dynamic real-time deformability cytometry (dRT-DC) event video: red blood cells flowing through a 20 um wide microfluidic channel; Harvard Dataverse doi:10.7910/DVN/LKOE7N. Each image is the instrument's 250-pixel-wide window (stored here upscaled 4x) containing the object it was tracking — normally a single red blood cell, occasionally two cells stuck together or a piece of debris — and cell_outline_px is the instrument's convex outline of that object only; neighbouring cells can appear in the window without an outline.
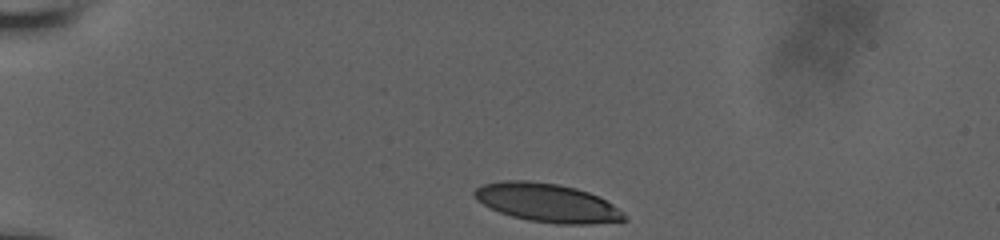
{"species": "human", "species_latin": "Homo sapiens", "temperature_condition": "room temperature", "stored_images_in_passage": 35, "camera_frame_rate_fps": 3000, "um_per_image_px": 0.085, "donor": {"sex": "male"}, "frame": {"image": 1, "passage_image": 1, "time_ms": 0.0, "image_size_px": [1000, 240], "cell_outline_px": [[628, 220], [592, 224], [556, 224], [528, 220], [512, 216], [500, 212], [476, 200], [472, 196], [472, 192], [480, 184], [500, 180], [528, 180], [556, 184], [576, 188], [588, 192], [612, 204], [624, 212]], "centroid_in_image_um": [46.48, 17.23], "position_along_channel_um": 38.5, "area_um2": 33.76}}
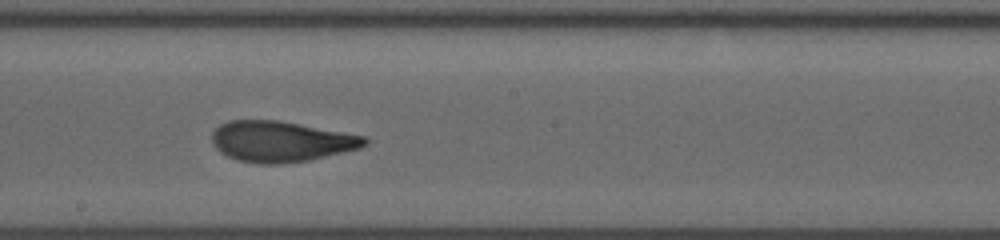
{"frame": {"image": 2, "passage_image": 20, "time_ms": 6.333, "image_size_px": [1000, 240], "cell_outline_px": [[368, 144], [360, 148], [308, 160], [280, 164], [260, 164], [236, 160], [220, 152], [212, 144], [212, 132], [220, 124], [228, 120], [276, 120], [364, 136], [368, 140]], "centroid_in_image_um": [23.83, 12.03], "position_along_channel_um": 224.4, "area_um2": 36.01}}
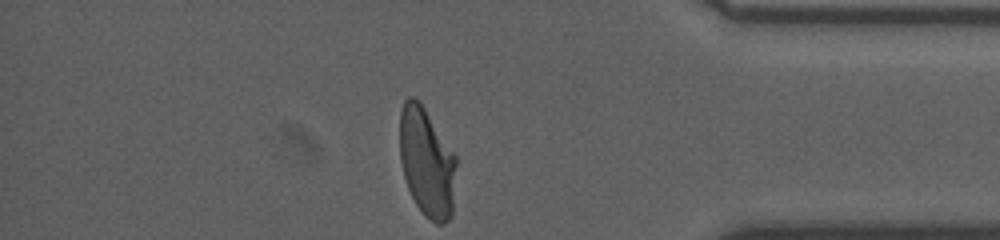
{"frame": {"image": 3, "passage_image": 35, "time_ms": 11.333, "image_size_px": [1000, 240], "cell_outline_px": [[456, 164], [452, 216], [444, 224], [436, 224], [424, 216], [416, 204], [408, 188], [404, 176], [400, 160], [400, 112], [404, 100], [408, 96], [412, 96], [420, 100], [456, 156]], "centroid_in_image_um": [36.27, 13.79], "position_along_channel_um": 398.9, "area_um2": 36.18}, "authors_computed_cell_mechanics": {"area_um2": 36.0672, "velocity_mm_per_s": 3.932, "shape_relaxation_time_tau1_ms": 6.1824, "shape_relaxation_time_tau2_ms": 1.2005, "deformation_change_tau1": 0.2272, "deformation_change_tau2": 0.0817}}